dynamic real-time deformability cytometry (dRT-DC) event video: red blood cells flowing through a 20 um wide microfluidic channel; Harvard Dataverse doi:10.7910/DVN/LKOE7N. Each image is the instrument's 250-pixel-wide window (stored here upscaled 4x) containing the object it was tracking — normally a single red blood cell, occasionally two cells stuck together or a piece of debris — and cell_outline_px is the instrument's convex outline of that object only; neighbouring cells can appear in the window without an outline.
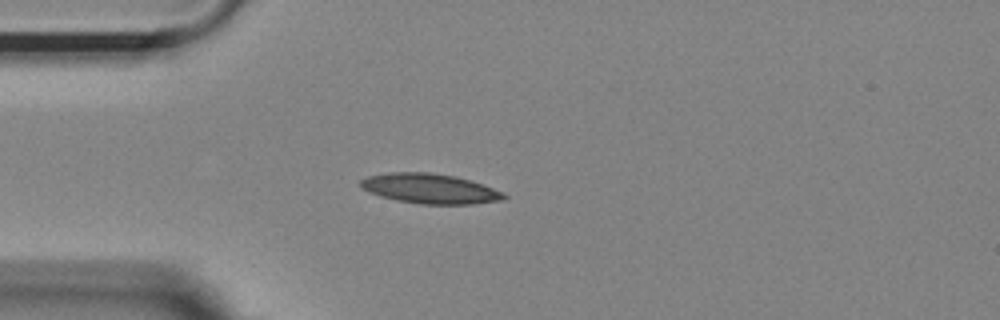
{"species": "Egyptian fruit bat (a non-hibernating species)", "species_latin": "Rousettus aegyptiacus", "temperature_condition": "room temperature", "stored_images_in_passage": 41, "camera_frame_rate_fps": 3000, "um_per_image_px": 0.085, "animal": {"sex": "female"}, "frame": {"image": 1, "passage_image": 1, "time_ms": 0.0, "image_size_px": [1000, 320], "cell_outline_px": [[508, 196], [504, 200], [472, 204], [420, 204], [396, 200], [380, 196], [368, 192], [360, 188], [360, 180], [368, 176], [388, 172], [428, 172], [456, 176], [504, 192]], "centroid_in_image_um": [36.51, 16.03], "position_along_channel_um": 48.5, "area_um2": 25.03}}
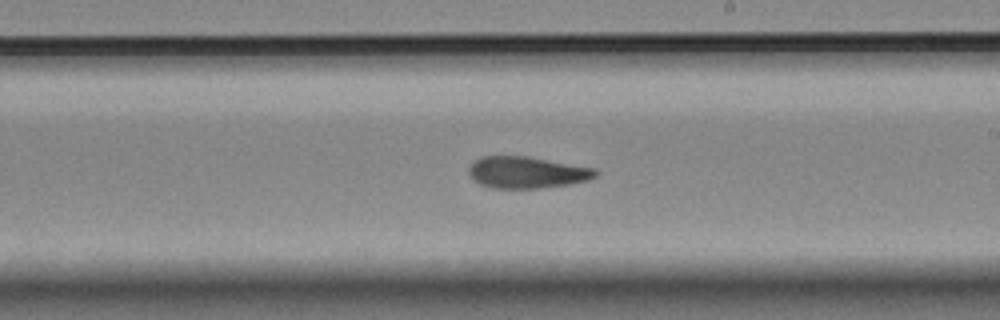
{"frame": {"image": 2, "passage_image": 18, "time_ms": 5.667, "image_size_px": [1000, 320], "cell_outline_px": [[600, 172], [596, 176], [588, 180], [568, 184], [540, 188], [492, 188], [480, 184], [468, 172], [468, 168], [480, 156], [528, 156], [596, 168]], "centroid_in_image_um": [44.82, 14.64], "position_along_channel_um": 244.2, "area_um2": 23.35}}
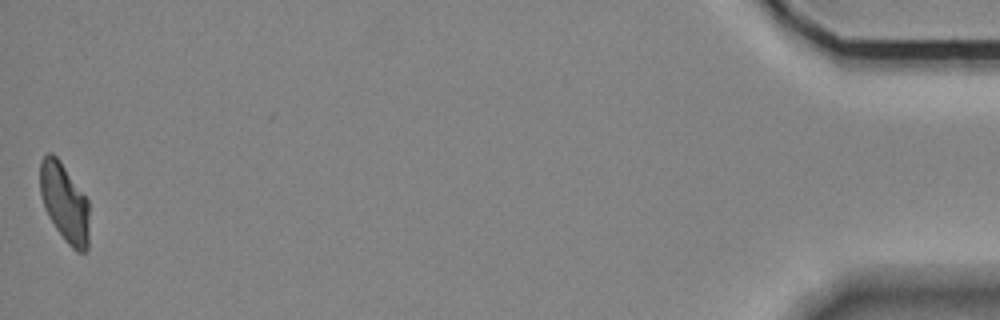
{"frame": {"image": 3, "passage_image": 41, "time_ms": 13.333, "image_size_px": [1000, 320], "cell_outline_px": [[88, 248], [84, 252], [76, 252], [64, 240], [48, 216], [44, 208], [40, 192], [40, 160], [48, 152], [52, 152], [60, 160], [88, 200]], "centroid_in_image_um": [5.47, 17.22], "position_along_channel_um": 429.7, "area_um2": 22.54}}